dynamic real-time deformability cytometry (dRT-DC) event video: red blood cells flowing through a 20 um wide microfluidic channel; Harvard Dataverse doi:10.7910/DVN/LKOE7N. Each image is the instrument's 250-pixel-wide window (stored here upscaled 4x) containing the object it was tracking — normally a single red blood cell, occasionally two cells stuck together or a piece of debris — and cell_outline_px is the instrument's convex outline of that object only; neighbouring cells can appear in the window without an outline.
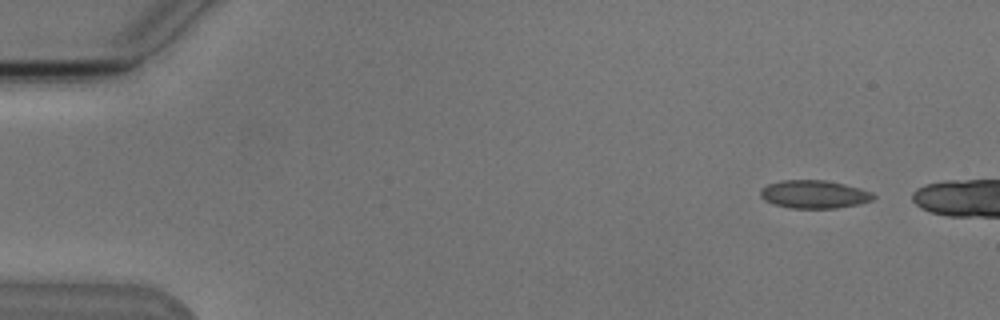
{"species": "Egyptian fruit bat (a non-hibernating species)", "species_latin": "Rousettus aegyptiacus", "temperature_condition": "cold", "stored_images_in_passage": 4, "camera_frame_rate_fps": 3000, "um_per_image_px": 0.085, "animal": {"sex": "male"}, "frame": {"image": 1, "passage_image": 1, "time_ms": 0.0, "image_size_px": [1000, 320], "cell_outline_px": [[876, 196], [872, 200], [860, 204], [836, 208], [792, 208], [772, 204], [764, 200], [760, 196], [760, 188], [768, 184], [780, 180], [824, 180], [844, 184], [860, 188], [872, 192]], "centroid_in_image_um": [69.18, 16.51], "position_along_channel_um": 15.8, "area_um2": 18.61}}